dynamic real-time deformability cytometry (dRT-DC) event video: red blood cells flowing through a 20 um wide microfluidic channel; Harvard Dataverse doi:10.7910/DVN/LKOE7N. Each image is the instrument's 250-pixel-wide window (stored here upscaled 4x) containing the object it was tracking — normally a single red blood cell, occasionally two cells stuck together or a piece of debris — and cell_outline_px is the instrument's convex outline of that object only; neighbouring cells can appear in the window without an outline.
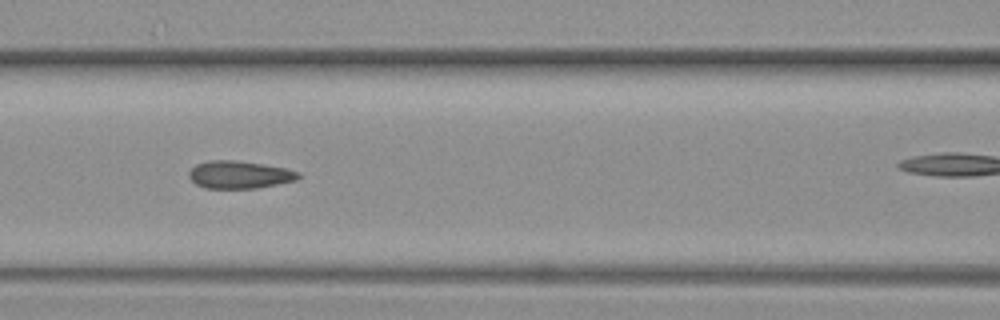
{"species": "common noctule bat (a hibernating species)", "species_latin": "Nyctalus noctula", "temperature_condition": "warm", "stored_images_in_passage": 11, "segment_of_instrument_passage": [1, 2], "camera_frame_rate_fps": 3000, "um_per_image_px": 0.085, "animal": {"sex": "female", "body_mass_g": 19.3, "forearm_length_mm": 54.1}, "frame": {"image": 1, "passage_image": 8, "time_ms": 2.333, "image_size_px": [1000, 320], "cell_outline_px": [[300, 176], [296, 180], [256, 188], [204, 188], [196, 184], [188, 176], [188, 172], [196, 164], [208, 160], [232, 160], [260, 164], [284, 168], [300, 172]], "centroid_in_image_um": [20.31, 14.85], "position_along_channel_um": 146.3, "area_um2": 17.4}}
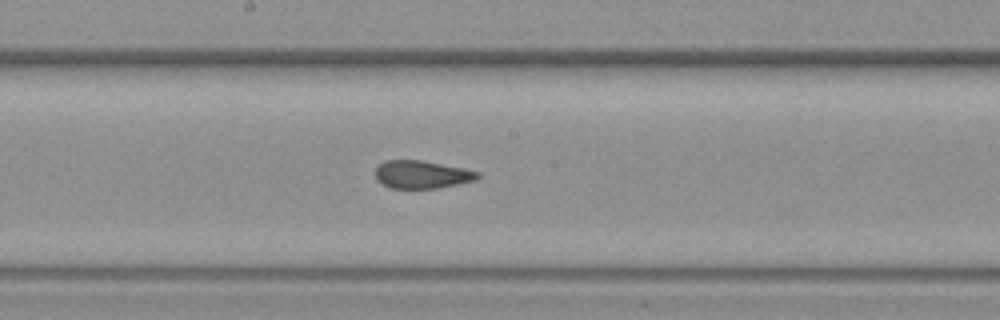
{"frame": {"image": 2, "passage_image": 10, "time_ms": 3.0, "image_size_px": [1000, 320], "cell_outline_px": [[480, 176], [476, 180], [440, 188], [392, 188], [380, 184], [376, 180], [376, 168], [384, 160], [424, 160], [464, 168], [480, 172]], "centroid_in_image_um": [35.87, 14.83], "position_along_channel_um": 212.3, "area_um2": 16.82}}